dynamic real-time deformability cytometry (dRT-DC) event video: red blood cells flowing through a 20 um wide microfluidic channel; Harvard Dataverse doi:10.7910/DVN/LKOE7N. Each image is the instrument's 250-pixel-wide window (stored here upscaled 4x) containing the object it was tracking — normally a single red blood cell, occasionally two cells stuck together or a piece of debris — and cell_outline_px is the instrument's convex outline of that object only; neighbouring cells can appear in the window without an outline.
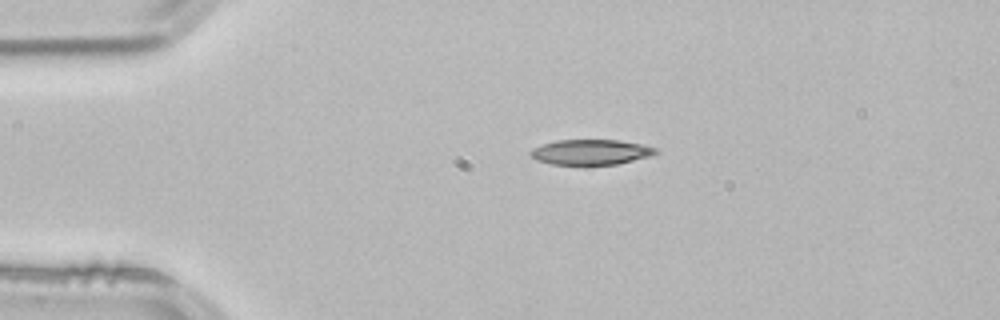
{"species": "common noctule bat (a hibernating species)", "species_latin": "Nyctalus noctula", "temperature_condition": "room temperature", "stored_images_in_passage": 2, "camera_frame_rate_fps": 3000, "um_per_image_px": 0.085, "animal": {"sex": "male", "body_mass_g": 21.5, "forearm_length_mm": 52.0}, "frame": {"image": 1, "passage_image": 1, "time_ms": 0.0, "image_size_px": [1000, 320], "cell_outline_px": [[660, 152], [652, 156], [616, 164], [584, 168], [552, 164], [536, 160], [528, 152], [532, 148], [556, 140], [620, 140], [644, 144], [656, 148]], "centroid_in_image_um": [50.23, 12.97], "position_along_channel_um": 34.8, "area_um2": 19.36}}